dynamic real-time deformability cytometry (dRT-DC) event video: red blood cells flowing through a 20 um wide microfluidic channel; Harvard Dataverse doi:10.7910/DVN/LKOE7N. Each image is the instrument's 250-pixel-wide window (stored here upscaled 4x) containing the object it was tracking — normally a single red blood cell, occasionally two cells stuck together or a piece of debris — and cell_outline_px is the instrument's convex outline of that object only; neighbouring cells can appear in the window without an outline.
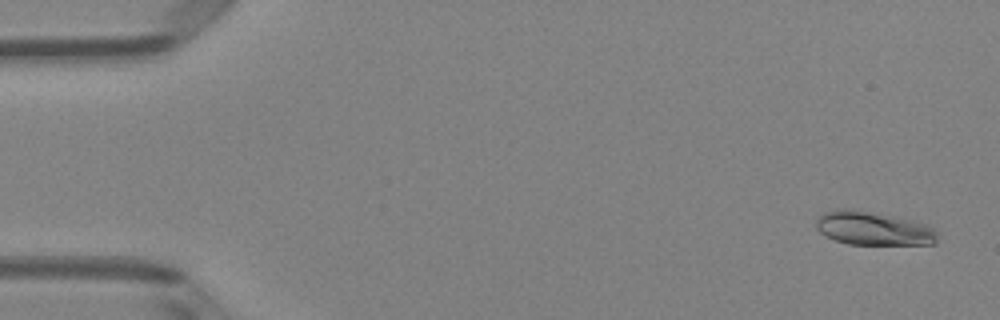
{"species": "Egyptian fruit bat (a non-hibernating species)", "species_latin": "Rousettus aegyptiacus", "temperature_condition": "room temperature", "stored_images_in_passage": 49, "camera_frame_rate_fps": 3000, "um_per_image_px": 0.085, "animal": {"sex": "female"}, "frame": {"image": 1, "passage_image": 1, "time_ms": 0.0, "image_size_px": [1000, 320], "cell_outline_px": [[936, 244], [848, 244], [836, 240], [820, 232], [816, 228], [816, 220], [824, 212], [840, 208], [848, 208], [892, 216], [912, 220], [936, 228]], "centroid_in_image_um": [74.23, 19.41], "position_along_channel_um": 10.8, "area_um2": 23.52}}
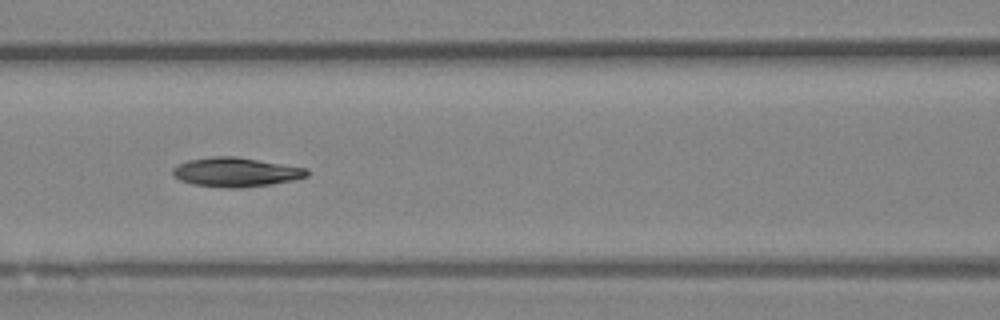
{"frame": {"image": 2, "passage_image": 21, "time_ms": 6.667, "image_size_px": [1000, 320], "cell_outline_px": [[308, 176], [296, 180], [272, 184], [240, 188], [228, 188], [192, 184], [180, 180], [172, 176], [172, 168], [188, 160], [212, 156], [236, 156], [308, 168]], "centroid_in_image_um": [20.06, 14.63], "position_along_channel_um": 146.5, "area_um2": 23.06}}
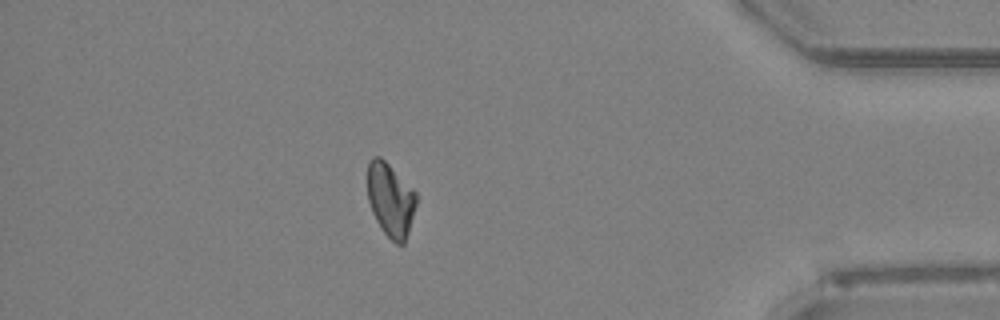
{"frame": {"image": 3, "passage_image": 43, "time_ms": 14.0, "image_size_px": [1000, 320], "cell_outline_px": [[416, 204], [408, 232], [404, 244], [396, 244], [384, 232], [376, 220], [372, 212], [368, 200], [368, 164], [372, 156], [380, 156], [416, 192]], "centroid_in_image_um": [33.18, 16.98], "position_along_channel_um": 402.0, "area_um2": 20.58}, "authors_computed_cell_mechanics": {"area_um2": 22.0796, "velocity_mm_per_s": 4.01, "shape_relaxation_time_tau1_ms": null, "shape_relaxation_time_tau2_ms": 10.8225, "deformation_change_tau1": null, "deformation_change_tau2": 0.1475}}